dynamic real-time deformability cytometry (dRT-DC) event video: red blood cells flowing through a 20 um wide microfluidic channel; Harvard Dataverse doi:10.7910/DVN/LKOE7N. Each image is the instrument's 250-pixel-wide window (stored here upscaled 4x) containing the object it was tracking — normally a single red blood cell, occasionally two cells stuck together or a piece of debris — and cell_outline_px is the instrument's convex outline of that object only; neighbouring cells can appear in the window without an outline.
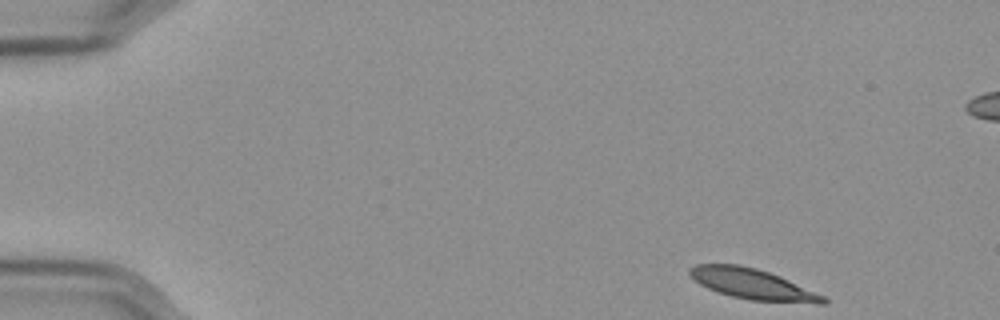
{"species": "Egyptian fruit bat (a non-hibernating species)", "species_latin": "Rousettus aegyptiacus", "temperature_condition": "cold", "stored_images_in_passage": 53, "camera_frame_rate_fps": 3000, "um_per_image_px": 0.085, "frame": {"image": 1, "passage_image": 1, "time_ms": 0.0, "image_size_px": [1000, 320], "cell_outline_px": [[828, 304], [816, 304], [748, 300], [716, 292], [700, 284], [688, 272], [688, 268], [696, 264], [736, 264], [756, 268], [780, 276], [824, 296], [828, 300]], "centroid_in_image_um": [63.98, 24.16], "position_along_channel_um": 21.0, "area_um2": 23.76}}
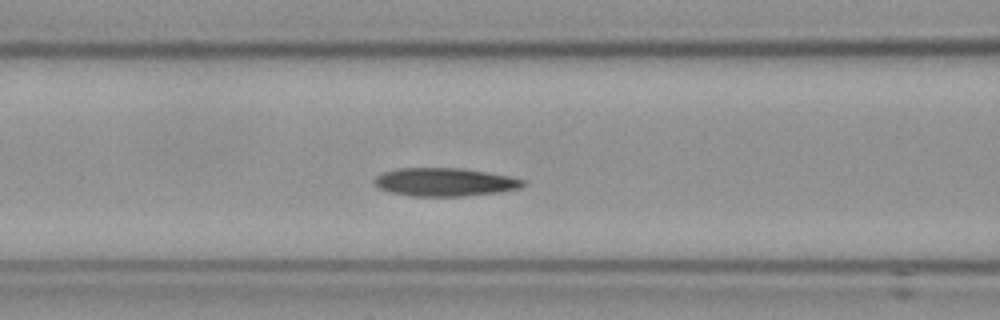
{"frame": {"image": 2, "passage_image": 19, "time_ms": 6.0, "image_size_px": [1000, 320], "cell_outline_px": [[528, 184], [520, 188], [500, 192], [464, 196], [412, 196], [388, 192], [380, 188], [372, 180], [376, 176], [384, 172], [400, 168], [460, 168], [508, 176], [524, 180]], "centroid_in_image_um": [37.8, 15.48], "position_along_channel_um": 128.8, "area_um2": 24.39}}
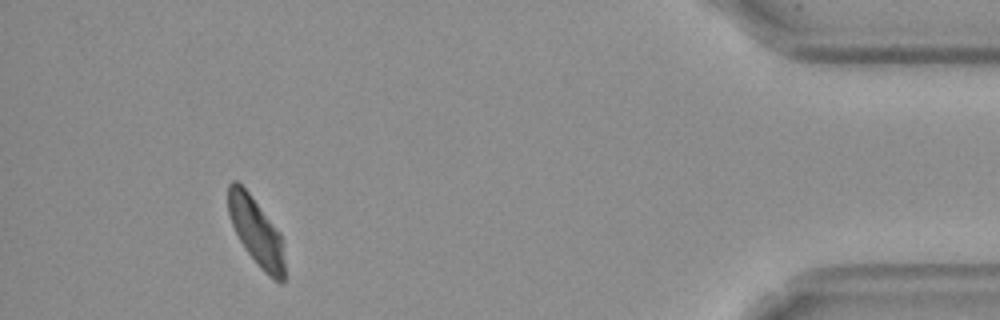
{"frame": {"image": 3, "passage_image": 48, "time_ms": 15.667, "image_size_px": [1000, 320], "cell_outline_px": [[284, 280], [280, 284], [268, 276], [260, 268], [244, 248], [232, 224], [228, 212], [228, 184], [232, 180], [236, 180], [248, 192], [280, 232], [284, 264]], "centroid_in_image_um": [21.77, 19.7], "position_along_channel_um": 413.4, "area_um2": 21.96}, "authors_computed_cell_mechanics": {"area_um2": 24.1026, "velocity_mm_per_s": 3.5277, "shape_relaxation_time_tau1_ms": null, "shape_relaxation_time_tau2_ms": 4.4426, "deformation_change_tau1": null, "deformation_change_tau2": 0.0831}}